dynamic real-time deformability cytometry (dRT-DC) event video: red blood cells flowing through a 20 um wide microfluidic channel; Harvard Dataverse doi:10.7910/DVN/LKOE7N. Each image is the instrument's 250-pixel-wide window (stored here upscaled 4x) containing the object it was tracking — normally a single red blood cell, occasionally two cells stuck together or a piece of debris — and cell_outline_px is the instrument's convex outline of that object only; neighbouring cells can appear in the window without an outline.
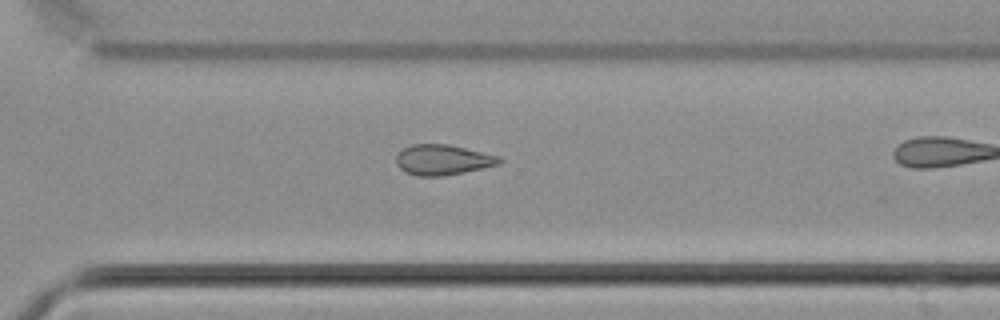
{"species": "common noctule bat (a hibernating species)", "species_latin": "Nyctalus noctula", "temperature_condition": "cold", "stored_images_in_passage": 23, "camera_frame_rate_fps": 3000, "um_per_image_px": 0.085, "animal": {"sex": "male", "body_mass_g": 21.5, "forearm_length_mm": 52.0}, "frame": {"image": 1, "passage_image": 20, "time_ms": 6.333, "image_size_px": [1000, 320], "cell_outline_px": [[504, 160], [500, 164], [464, 172], [444, 176], [416, 176], [404, 172], [396, 164], [396, 156], [404, 148], [412, 144], [448, 144], [500, 156]], "centroid_in_image_um": [37.64, 13.59], "position_along_channel_um": 333.0, "area_um2": 18.32}}